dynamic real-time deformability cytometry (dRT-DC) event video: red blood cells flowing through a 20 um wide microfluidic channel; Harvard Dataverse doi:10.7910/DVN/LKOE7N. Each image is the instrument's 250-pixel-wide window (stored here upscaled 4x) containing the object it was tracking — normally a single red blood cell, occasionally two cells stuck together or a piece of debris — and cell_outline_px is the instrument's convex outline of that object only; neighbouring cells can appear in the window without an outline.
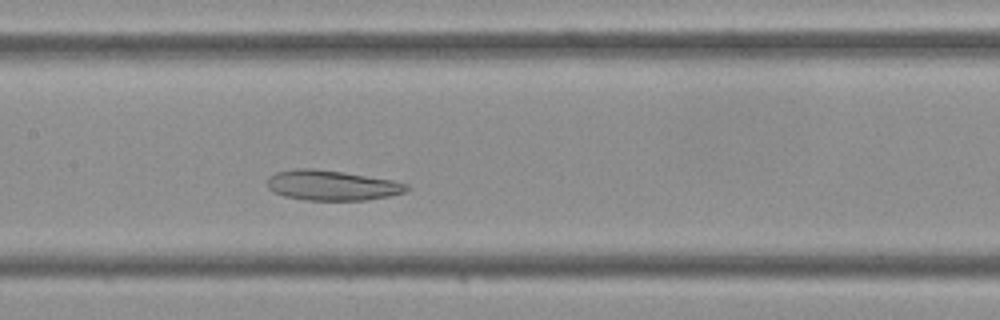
{"species": "Egyptian fruit bat (a non-hibernating species)", "species_latin": "Rousettus aegyptiacus", "temperature_condition": "cold", "stored_images_in_passage": 40, "camera_frame_rate_fps": 3000, "um_per_image_px": 0.085, "frame": {"image": 1, "passage_image": 16, "time_ms": 5.0, "image_size_px": [1000, 320], "cell_outline_px": [[408, 188], [404, 192], [388, 196], [364, 200], [304, 200], [284, 196], [272, 192], [268, 188], [268, 176], [276, 172], [296, 168], [312, 168], [340, 172], [392, 180], [408, 184]], "centroid_in_image_um": [28.15, 15.76], "position_along_channel_um": 179.3, "area_um2": 24.28}}
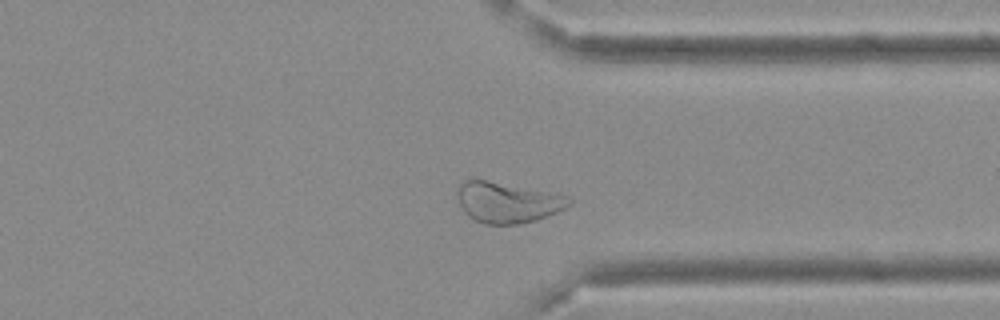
{"frame": {"image": 2, "passage_image": 29, "time_ms": 9.333, "image_size_px": [1000, 320], "cell_outline_px": [[572, 204], [556, 212], [536, 220], [516, 224], [484, 224], [468, 216], [464, 212], [456, 196], [456, 188], [464, 180], [472, 176], [568, 196], [572, 200]], "centroid_in_image_um": [43.06, 17.16], "position_along_channel_um": 368.3, "area_um2": 26.88}}
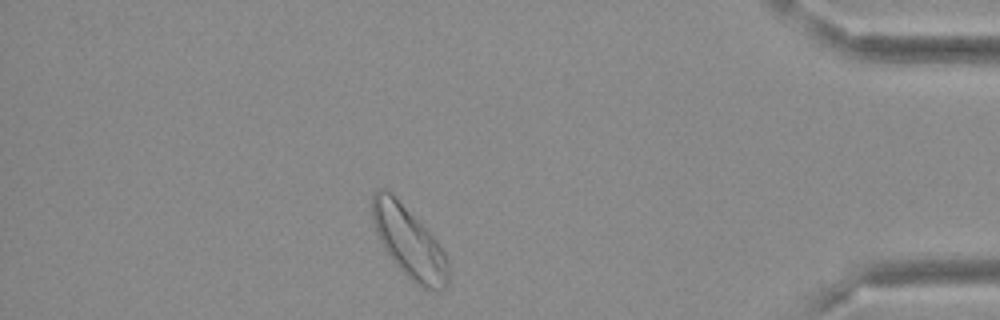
{"frame": {"image": 3, "passage_image": 34, "time_ms": 11.0, "image_size_px": [1000, 320], "cell_outline_px": [[448, 288], [440, 292], [420, 288], [392, 260], [384, 248], [376, 232], [372, 220], [372, 192], [376, 188], [388, 188], [436, 240], [444, 252], [448, 260]], "centroid_in_image_um": [34.76, 20.59], "position_along_channel_um": 400.4, "area_um2": 31.56}}